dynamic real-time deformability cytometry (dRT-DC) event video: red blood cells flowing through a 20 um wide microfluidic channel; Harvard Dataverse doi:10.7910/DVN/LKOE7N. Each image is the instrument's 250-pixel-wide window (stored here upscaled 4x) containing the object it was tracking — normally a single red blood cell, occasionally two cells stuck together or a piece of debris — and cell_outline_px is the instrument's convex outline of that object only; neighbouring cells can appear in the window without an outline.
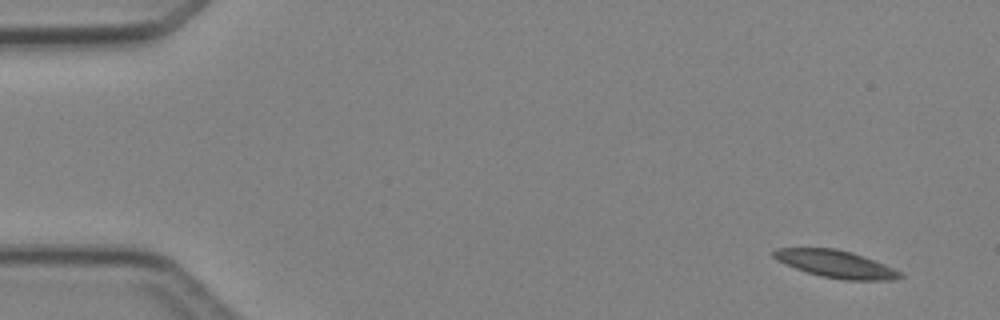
{"species": "Egyptian fruit bat (a non-hibernating species)", "species_latin": "Rousettus aegyptiacus", "temperature_condition": "cold", "stored_images_in_passage": 5, "camera_frame_rate_fps": 3000, "um_per_image_px": 0.085, "animal": {"sex": "female"}, "frame": {"image": 1, "passage_image": 1, "time_ms": 0.0, "image_size_px": [1000, 320], "cell_outline_px": [[904, 276], [892, 280], [844, 280], [820, 276], [796, 268], [776, 260], [772, 256], [772, 252], [776, 248], [836, 248], [852, 252], [864, 256], [884, 264], [900, 272]], "centroid_in_image_um": [71.03, 22.43], "position_along_channel_um": 14.0, "area_um2": 20.06}}
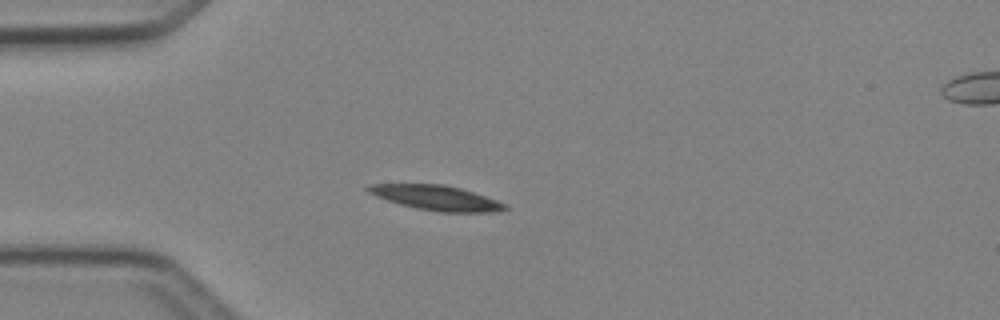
{"frame": {"image": 2, "passage_image": 4, "time_ms": 3.333, "image_size_px": [1000, 320], "cell_outline_px": [[508, 208], [500, 212], [440, 212], [416, 208], [400, 204], [376, 196], [368, 192], [364, 188], [368, 184], [444, 184], [460, 188], [508, 204]], "centroid_in_image_um": [37.09, 16.82], "position_along_channel_um": 47.9, "area_um2": 19.77}}